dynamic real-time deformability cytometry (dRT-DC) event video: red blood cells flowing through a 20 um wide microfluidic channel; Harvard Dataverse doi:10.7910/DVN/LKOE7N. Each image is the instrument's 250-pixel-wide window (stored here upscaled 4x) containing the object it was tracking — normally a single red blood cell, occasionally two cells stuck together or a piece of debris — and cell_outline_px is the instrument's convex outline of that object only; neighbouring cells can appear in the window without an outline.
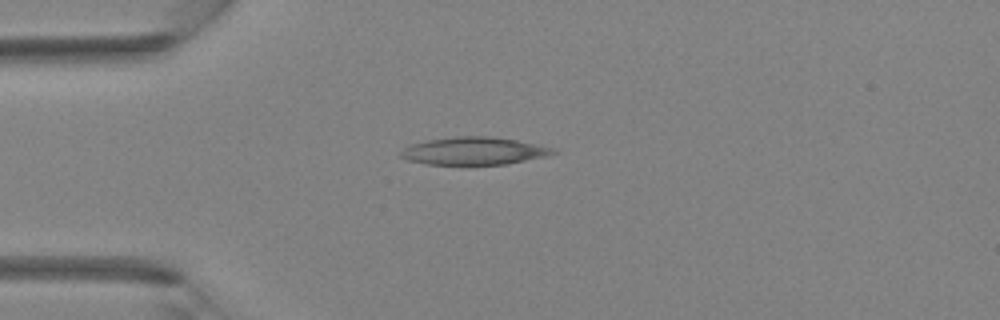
{"species": "Egyptian fruit bat (a non-hibernating species)", "species_latin": "Rousettus aegyptiacus", "temperature_condition": "room temperature", "stored_images_in_passage": 31, "camera_frame_rate_fps": 3000, "um_per_image_px": 0.085, "animal": {"sex": "female"}, "frame": {"image": 1, "passage_image": 1, "time_ms": 0.0, "image_size_px": [1000, 320], "cell_outline_px": [[556, 152], [544, 156], [504, 164], [468, 168], [424, 164], [408, 160], [400, 156], [400, 152], [404, 148], [412, 144], [428, 140], [456, 136], [488, 136], [516, 140], [556, 148]], "centroid_in_image_um": [40.22, 12.88], "position_along_channel_um": 44.8, "area_um2": 25.32}}
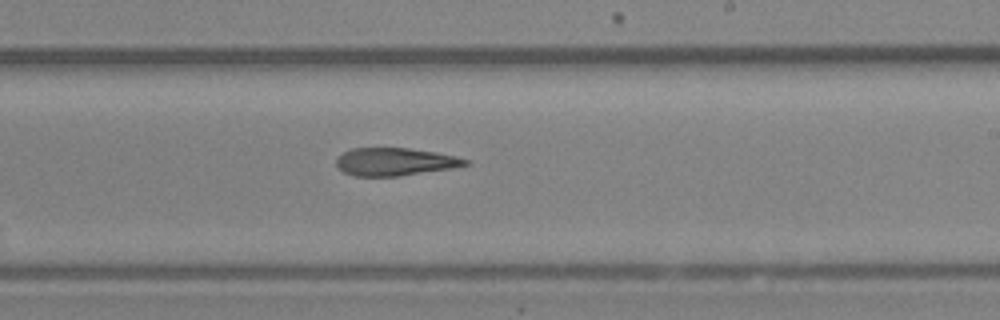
{"frame": {"image": 2, "passage_image": 15, "time_ms": 4.667, "image_size_px": [1000, 320], "cell_outline_px": [[472, 164], [452, 168], [400, 176], [356, 176], [344, 172], [336, 164], [336, 160], [344, 152], [352, 148], [408, 148], [436, 152], [456, 156], [468, 160]], "centroid_in_image_um": [33.61, 13.75], "position_along_channel_um": 255.4, "area_um2": 20.81}}
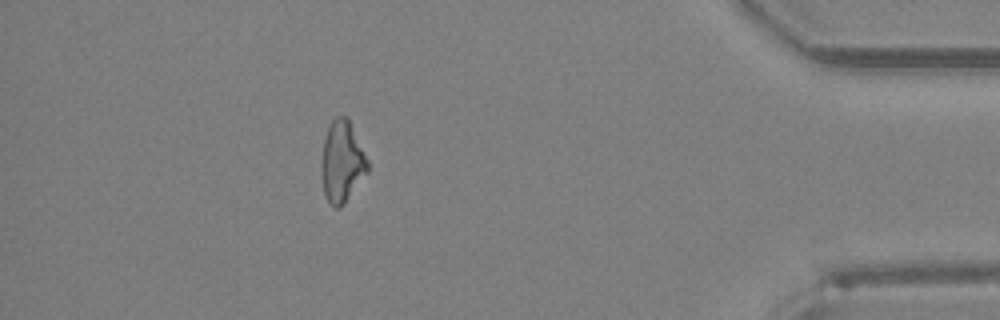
{"frame": {"image": 3, "passage_image": 27, "time_ms": 8.667, "image_size_px": [1000, 320], "cell_outline_px": [[368, 172], [344, 204], [340, 208], [332, 208], [324, 196], [320, 172], [320, 168], [324, 140], [328, 128], [332, 120], [336, 116], [344, 116], [348, 120], [368, 160]], "centroid_in_image_um": [29.04, 13.82], "position_along_channel_um": 406.2, "area_um2": 21.91}}